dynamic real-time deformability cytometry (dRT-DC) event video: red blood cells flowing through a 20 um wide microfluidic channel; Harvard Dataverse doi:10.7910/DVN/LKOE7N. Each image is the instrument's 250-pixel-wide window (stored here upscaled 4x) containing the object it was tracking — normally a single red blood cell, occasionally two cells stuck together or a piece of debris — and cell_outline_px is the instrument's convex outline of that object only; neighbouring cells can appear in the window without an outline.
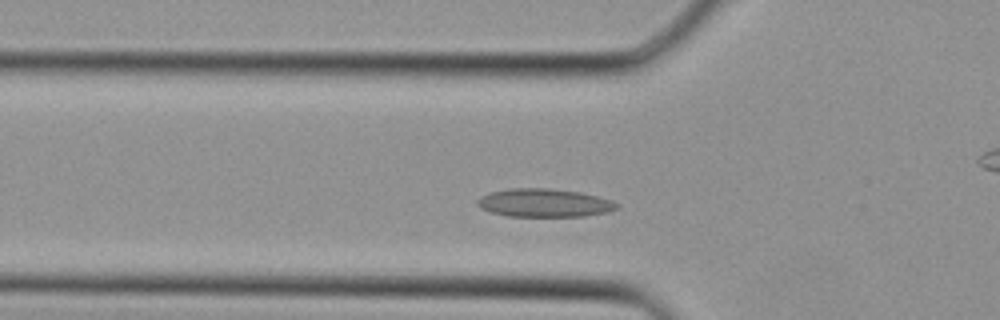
{"species": "Egyptian fruit bat (a non-hibernating species)", "species_latin": "Rousettus aegyptiacus", "temperature_condition": "cold", "stored_images_in_passage": 33, "camera_frame_rate_fps": 3000, "um_per_image_px": 0.085, "animal": {"sex": "female"}, "frame": {"image": 1, "passage_image": 8, "time_ms": 2.333, "image_size_px": [1000, 320], "cell_outline_px": [[620, 208], [608, 212], [584, 216], [508, 216], [492, 212], [480, 208], [476, 204], [476, 200], [492, 192], [508, 188], [548, 188], [580, 192], [612, 200], [620, 204]], "centroid_in_image_um": [46.3, 17.24], "position_along_channel_um": 79.5, "area_um2": 22.95}}
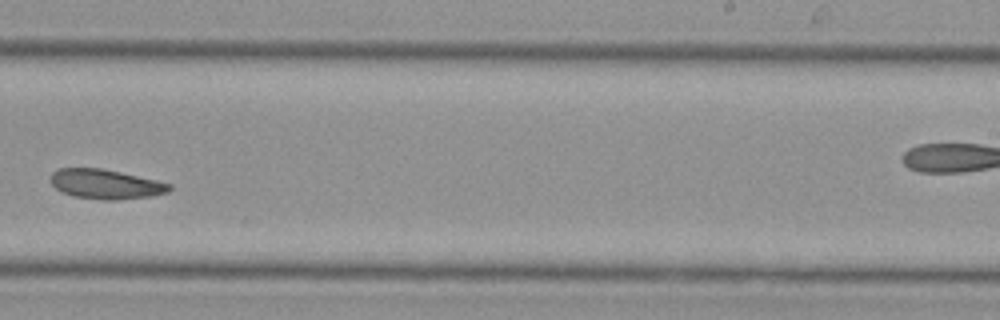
{"frame": {"image": 2, "passage_image": 19, "time_ms": 6.0, "image_size_px": [1000, 320], "cell_outline_px": [[172, 188], [168, 192], [152, 196], [116, 200], [100, 200], [72, 196], [60, 192], [52, 184], [52, 172], [60, 168], [100, 168], [120, 172], [172, 184]], "centroid_in_image_um": [8.98, 15.66], "position_along_channel_um": 280.0, "area_um2": 20.46}}
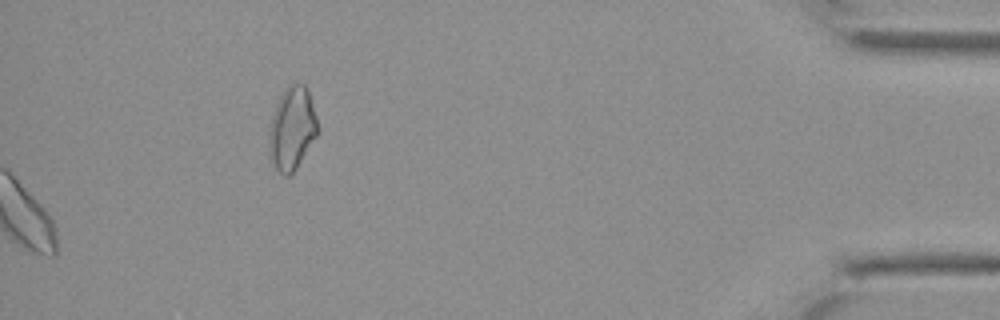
{"frame": {"image": 3, "passage_image": 33, "time_ms": 10.667, "image_size_px": [1000, 320], "cell_outline_px": [[316, 136], [296, 168], [288, 176], [284, 176], [276, 168], [268, 156], [268, 144], [272, 116], [276, 104], [280, 96], [288, 84], [304, 84], [308, 88], [316, 116]], "centroid_in_image_um": [24.8, 10.91], "position_along_channel_um": 410.4, "area_um2": 23.18}}